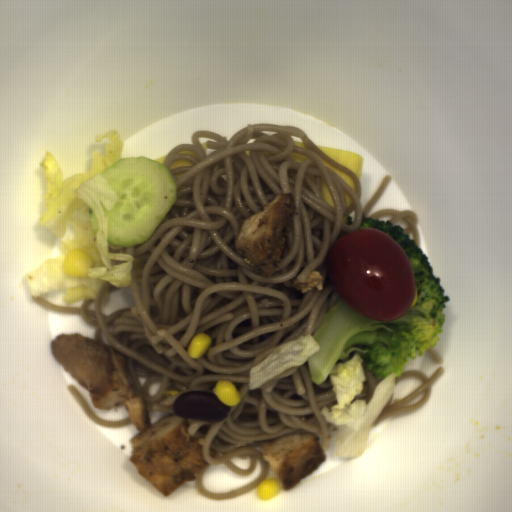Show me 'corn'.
Instances as JSON below:
<instances>
[{"instance_id": "1", "label": "corn", "mask_w": 512, "mask_h": 512, "mask_svg": "<svg viewBox=\"0 0 512 512\" xmlns=\"http://www.w3.org/2000/svg\"><path fill=\"white\" fill-rule=\"evenodd\" d=\"M93 266L94 260L91 256L78 248L67 252L61 264L64 273L83 278L89 275V270Z\"/></svg>"}, {"instance_id": "4", "label": "corn", "mask_w": 512, "mask_h": 512, "mask_svg": "<svg viewBox=\"0 0 512 512\" xmlns=\"http://www.w3.org/2000/svg\"><path fill=\"white\" fill-rule=\"evenodd\" d=\"M256 490L257 499L261 502L267 501L280 494L281 484L278 480L268 476L266 480L260 481Z\"/></svg>"}, {"instance_id": "5", "label": "corn", "mask_w": 512, "mask_h": 512, "mask_svg": "<svg viewBox=\"0 0 512 512\" xmlns=\"http://www.w3.org/2000/svg\"><path fill=\"white\" fill-rule=\"evenodd\" d=\"M179 390L175 389V388H168L167 390H164V394L166 395V397H169V396H172V395H176L178 394Z\"/></svg>"}, {"instance_id": "3", "label": "corn", "mask_w": 512, "mask_h": 512, "mask_svg": "<svg viewBox=\"0 0 512 512\" xmlns=\"http://www.w3.org/2000/svg\"><path fill=\"white\" fill-rule=\"evenodd\" d=\"M212 343V338L205 332L193 336L187 347V356L190 359H198L206 353Z\"/></svg>"}, {"instance_id": "2", "label": "corn", "mask_w": 512, "mask_h": 512, "mask_svg": "<svg viewBox=\"0 0 512 512\" xmlns=\"http://www.w3.org/2000/svg\"><path fill=\"white\" fill-rule=\"evenodd\" d=\"M217 397L227 406L234 407L240 404L241 395L233 382L228 379L218 380L212 388Z\"/></svg>"}]
</instances>
